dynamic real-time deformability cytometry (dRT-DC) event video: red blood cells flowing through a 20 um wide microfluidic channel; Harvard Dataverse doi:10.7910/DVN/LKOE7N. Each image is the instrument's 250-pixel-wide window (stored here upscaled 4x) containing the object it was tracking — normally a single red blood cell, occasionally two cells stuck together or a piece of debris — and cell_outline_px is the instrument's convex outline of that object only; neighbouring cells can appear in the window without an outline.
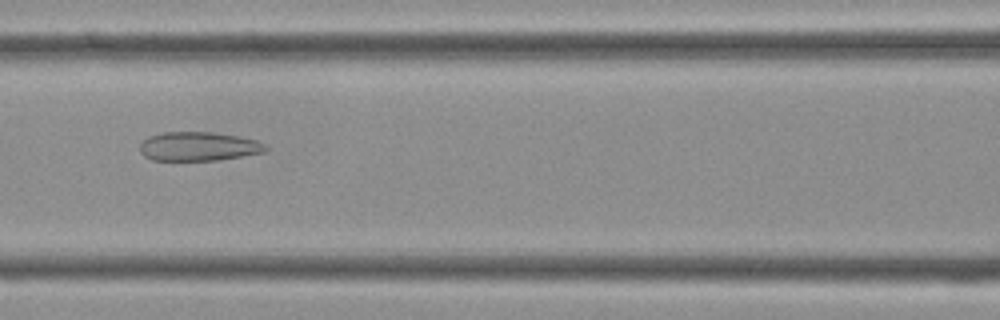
{"species": "Egyptian fruit bat (a non-hibernating species)", "species_latin": "Rousettus aegyptiacus", "temperature_condition": "cold", "stored_images_in_passage": 31, "camera_frame_rate_fps": 3000, "um_per_image_px": 0.085, "frame": {"image": 1, "passage_image": 7, "time_ms": 2.0, "image_size_px": [1000, 320], "cell_outline_px": [[268, 148], [264, 152], [216, 160], [152, 160], [144, 156], [140, 152], [140, 144], [148, 136], [164, 132], [212, 132], [240, 136], [256, 140], [264, 144]], "centroid_in_image_um": [16.85, 12.44], "position_along_channel_um": 149.7, "area_um2": 21.15}}
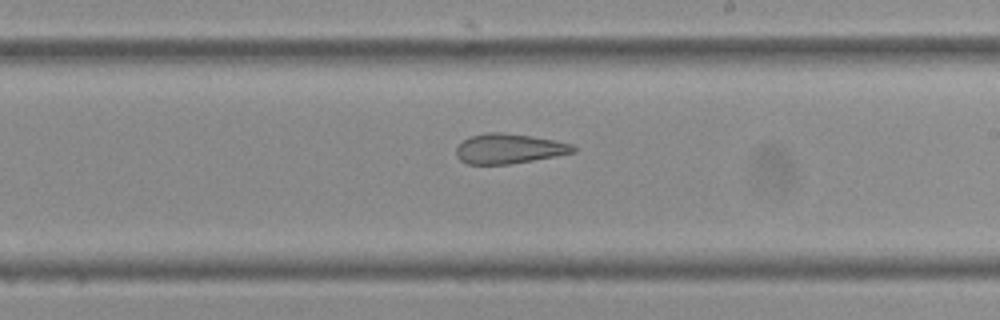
{"frame": {"image": 2, "passage_image": 13, "time_ms": 4.0, "image_size_px": [1000, 320], "cell_outline_px": [[576, 152], [556, 156], [508, 164], [468, 164], [460, 160], [456, 156], [456, 148], [464, 140], [472, 136], [484, 132], [500, 132], [532, 136], [572, 144], [576, 148]], "centroid_in_image_um": [43.25, 12.63], "position_along_channel_um": 245.7, "area_um2": 20.23}}
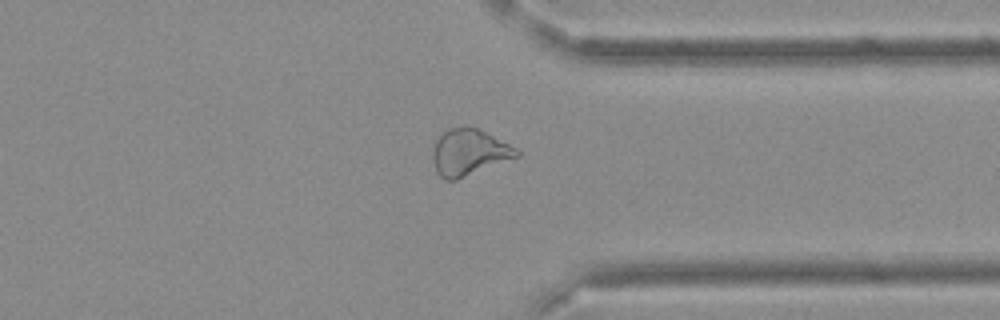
{"frame": {"image": 3, "passage_image": 21, "time_ms": 6.667, "image_size_px": [1000, 320], "cell_outline_px": [[520, 156], [456, 180], [444, 180], [436, 172], [432, 160], [432, 152], [436, 140], [448, 128], [476, 128], [520, 148]], "centroid_in_image_um": [39.89, 12.97], "position_along_channel_um": 371.5, "area_um2": 22.66}}